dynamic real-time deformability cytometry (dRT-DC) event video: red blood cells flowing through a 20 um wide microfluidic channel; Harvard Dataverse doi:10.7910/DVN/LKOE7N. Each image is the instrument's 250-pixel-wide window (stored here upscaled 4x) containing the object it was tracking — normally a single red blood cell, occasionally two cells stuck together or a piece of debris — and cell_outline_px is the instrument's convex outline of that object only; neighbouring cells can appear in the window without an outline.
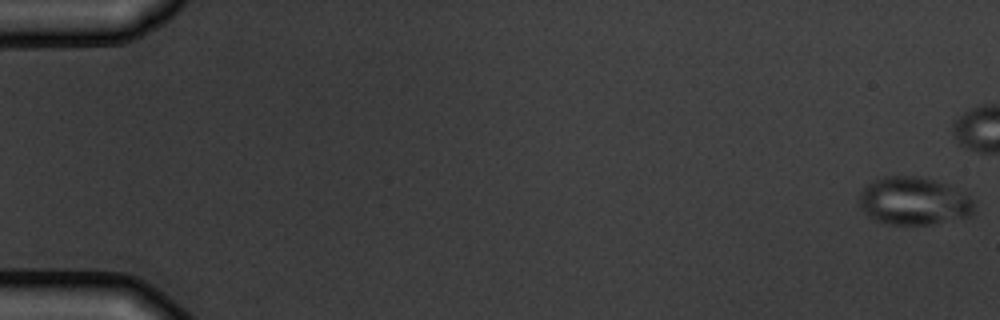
{"species": "common noctule bat (a hibernating species)", "species_latin": "Nyctalus noctula", "temperature_condition": "warm", "stored_images_in_passage": 7, "camera_frame_rate_fps": 3000, "um_per_image_px": 0.085, "animal": {"sex": "male", "body_mass_g": 19.5, "forearm_length_mm": 54.6}, "frame": {"image": 1, "passage_image": 1, "time_ms": 0.0, "image_size_px": [1000, 320], "cell_outline_px": [[972, 216], [932, 224], [888, 224], [876, 220], [868, 216], [860, 208], [860, 192], [872, 180], [884, 176], [920, 176], [948, 184], [964, 192], [972, 200]], "centroid_in_image_um": [77.66, 17.08], "position_along_channel_um": 7.3, "area_um2": 32.08}}